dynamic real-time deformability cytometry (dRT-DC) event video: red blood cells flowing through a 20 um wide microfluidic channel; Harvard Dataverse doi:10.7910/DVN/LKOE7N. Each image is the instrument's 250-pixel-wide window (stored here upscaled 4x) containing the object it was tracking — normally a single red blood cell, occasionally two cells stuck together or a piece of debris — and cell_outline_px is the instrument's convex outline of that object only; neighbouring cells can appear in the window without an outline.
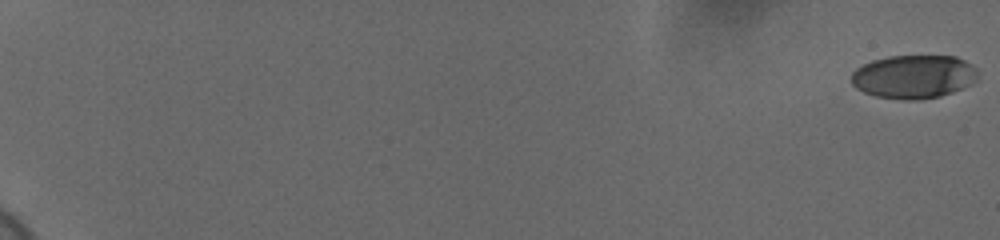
{"species": "human", "species_latin": "Homo sapiens", "temperature_condition": "cold", "stored_images_in_passage": 60, "camera_frame_rate_fps": 3000, "um_per_image_px": 0.085, "donor": {"sex": "female"}, "frame": {"image": 1, "passage_image": 1, "time_ms": 0.0, "image_size_px": [1000, 240], "cell_outline_px": [[980, 80], [972, 84], [952, 92], [940, 96], [916, 100], [904, 100], [876, 96], [864, 92], [856, 88], [852, 84], [852, 72], [856, 68], [872, 60], [888, 56], [956, 56], [972, 64], [976, 68]], "centroid_in_image_um": [77.7, 6.51], "position_along_channel_um": 7.3, "area_um2": 32.31}}
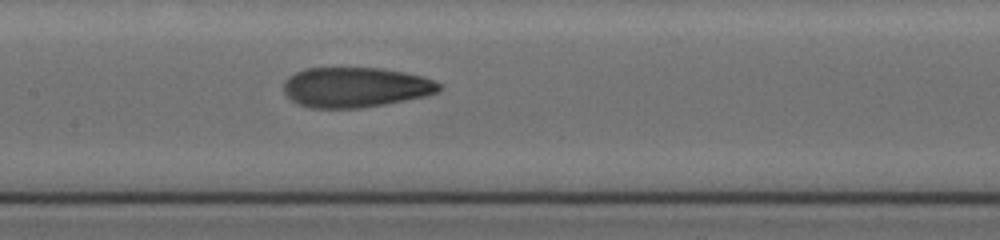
{"frame": {"image": 2, "passage_image": 34, "time_ms": 11.0, "image_size_px": [1000, 240], "cell_outline_px": [[444, 84], [440, 92], [428, 96], [384, 104], [360, 108], [312, 108], [296, 104], [284, 92], [284, 80], [288, 76], [304, 68], [384, 68], [424, 76], [436, 80]], "centroid_in_image_um": [30.27, 7.41], "position_along_channel_um": 177.1, "area_um2": 36.88}}
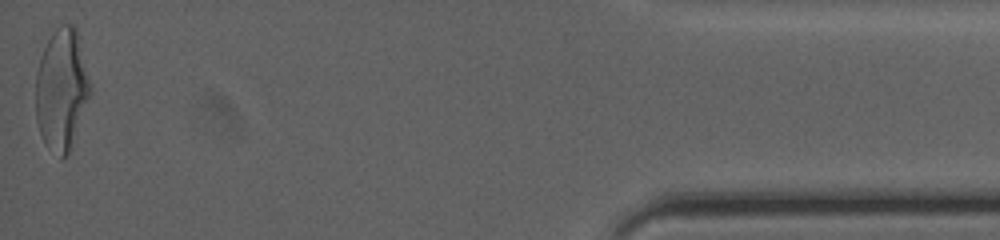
{"frame": {"image": 3, "passage_image": 60, "time_ms": 19.667, "image_size_px": [1000, 240], "cell_outline_px": [[92, 92], [68, 152], [60, 160], [44, 140], [40, 132], [36, 120], [36, 72], [44, 48], [48, 40], [56, 28], [60, 24], [72, 24], [76, 28], [92, 84]], "centroid_in_image_um": [5.26, 7.57], "position_along_channel_um": 429.9, "area_um2": 38.32}, "authors_computed_cell_mechanics": {"area_um2": 35.5759, "velocity_mm_per_s": 3.702, "shape_relaxation_time_tau1_ms": 5.2676, "shape_relaxation_time_tau2_ms": 1.4464, "deformation_change_tau1": 0.2065, "deformation_change_tau2": 0.0789}}